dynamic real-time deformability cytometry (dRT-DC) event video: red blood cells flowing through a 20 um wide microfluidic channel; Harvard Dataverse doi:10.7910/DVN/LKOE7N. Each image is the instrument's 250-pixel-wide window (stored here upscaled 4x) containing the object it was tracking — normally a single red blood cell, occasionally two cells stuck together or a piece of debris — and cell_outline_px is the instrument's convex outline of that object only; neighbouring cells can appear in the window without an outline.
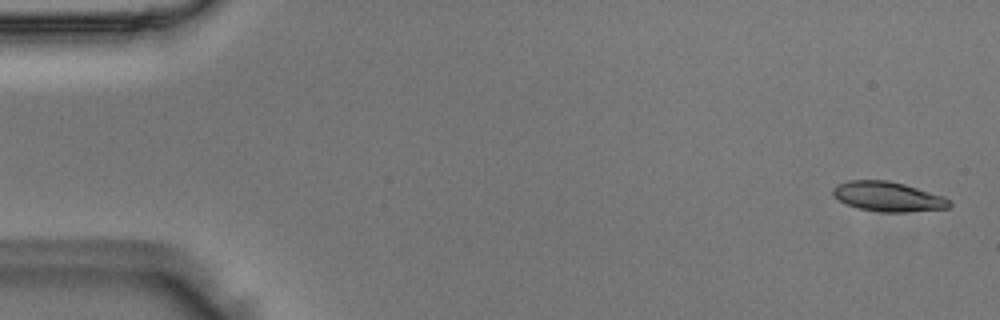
{"species": "Egyptian fruit bat (a non-hibernating species)", "species_latin": "Rousettus aegyptiacus", "temperature_condition": "room temperature", "stored_images_in_passage": 51, "camera_frame_rate_fps": 3000, "um_per_image_px": 0.085, "animal": {"sex": "male"}, "frame": {"image": 1, "passage_image": 2, "time_ms": 0.333, "image_size_px": [1000, 320], "cell_outline_px": [[952, 204], [948, 208], [904, 212], [880, 212], [860, 208], [848, 204], [832, 196], [832, 188], [848, 180], [888, 180], [904, 184], [944, 196]], "centroid_in_image_um": [75.48, 16.7], "position_along_channel_um": 9.5, "area_um2": 20.0}}
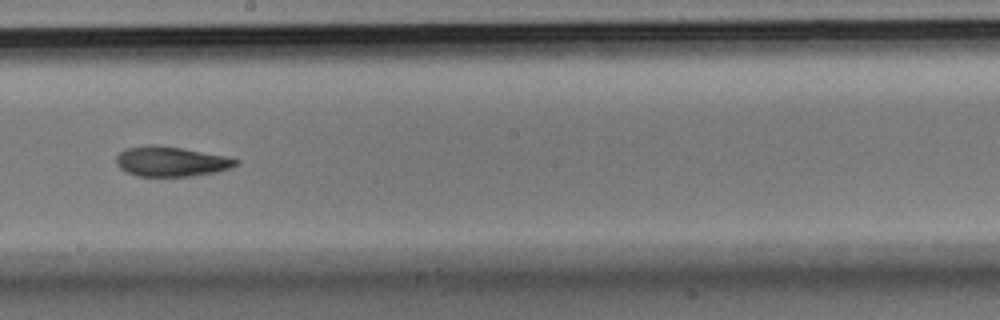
{"frame": {"image": 2, "passage_image": 29, "time_ms": 9.333, "image_size_px": [1000, 320], "cell_outline_px": [[240, 164], [216, 172], [192, 176], [136, 176], [124, 172], [116, 164], [116, 156], [124, 148], [148, 144], [156, 144], [184, 148], [224, 156], [240, 160]], "centroid_in_image_um": [14.49, 13.72], "position_along_channel_um": 233.7, "area_um2": 21.15}}
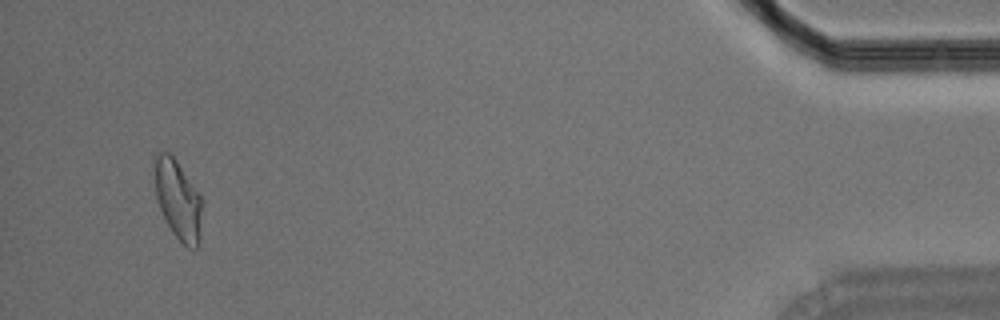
{"frame": {"image": 3, "passage_image": 49, "time_ms": 16.0, "image_size_px": [1000, 320], "cell_outline_px": [[200, 240], [196, 248], [188, 248], [172, 232], [160, 208], [156, 196], [156, 156], [160, 152], [168, 152], [176, 160], [200, 196]], "centroid_in_image_um": [15.13, 17.01], "position_along_channel_um": 420.1, "area_um2": 20.92}}